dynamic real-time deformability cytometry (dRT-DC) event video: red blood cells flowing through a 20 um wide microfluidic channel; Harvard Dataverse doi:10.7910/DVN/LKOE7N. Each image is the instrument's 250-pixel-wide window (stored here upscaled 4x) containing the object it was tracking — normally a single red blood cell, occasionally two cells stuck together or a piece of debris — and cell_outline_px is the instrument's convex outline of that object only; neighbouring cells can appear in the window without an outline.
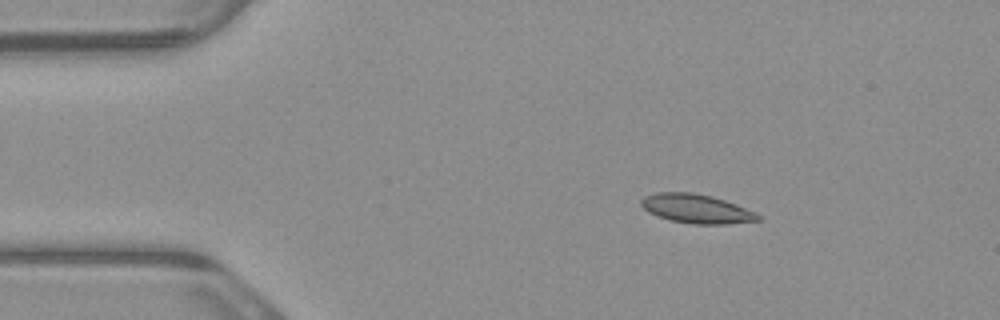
{"species": "common noctule bat (a hibernating species)", "species_latin": "Nyctalus noctula", "temperature_condition": "warm", "stored_images_in_passage": 6, "segment_of_instrument_passage": [1, 2], "camera_frame_rate_fps": 3000, "um_per_image_px": 0.085, "animal": {"sex": "male", "body_mass_g": 23.1, "forearm_length_mm": 52.7}, "frame": {"image": 1, "passage_image": 3, "time_ms": 0.667, "image_size_px": [1000, 320], "cell_outline_px": [[760, 220], [724, 224], [692, 224], [672, 220], [648, 212], [640, 204], [640, 200], [644, 196], [656, 192], [692, 192], [712, 196], [736, 204], [760, 216]], "centroid_in_image_um": [59.15, 17.73], "position_along_channel_um": 25.9, "area_um2": 19.48}}